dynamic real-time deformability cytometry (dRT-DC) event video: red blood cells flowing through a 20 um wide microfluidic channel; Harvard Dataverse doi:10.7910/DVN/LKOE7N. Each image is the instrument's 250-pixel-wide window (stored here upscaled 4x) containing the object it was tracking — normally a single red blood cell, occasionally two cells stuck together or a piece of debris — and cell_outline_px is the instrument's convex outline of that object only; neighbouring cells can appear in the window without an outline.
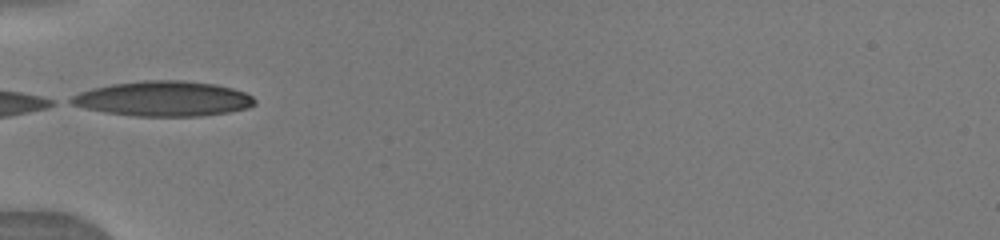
{"species": "human", "species_latin": "Homo sapiens", "temperature_condition": "warm", "stored_images_in_passage": 21, "camera_frame_rate_fps": 3000, "um_per_image_px": 0.085, "donor": {"sex": "male"}, "frame": {"image": 1, "passage_image": 1, "time_ms": 0.0, "image_size_px": [1000, 240], "cell_outline_px": [[256, 104], [248, 108], [228, 112], [200, 116], [136, 116], [104, 112], [84, 108], [72, 104], [64, 100], [80, 92], [92, 88], [112, 84], [144, 80], [184, 80], [216, 84], [232, 88], [244, 92], [252, 96], [256, 100]], "centroid_in_image_um": [13.88, 8.39], "position_along_channel_um": 71.1, "area_um2": 37.69}}
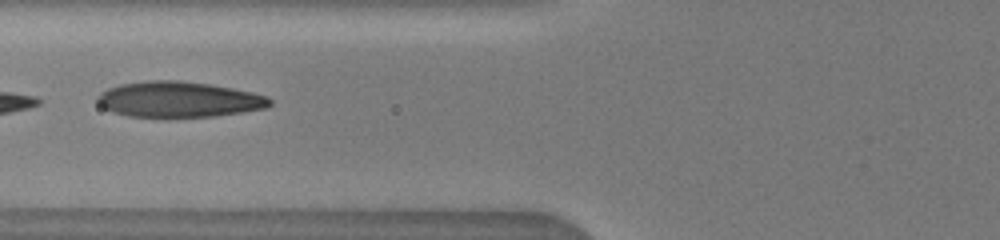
{"frame": {"image": 2, "passage_image": 3, "time_ms": 1.0, "image_size_px": [1000, 240], "cell_outline_px": [[272, 104], [268, 108], [212, 116], [128, 116], [112, 112], [104, 108], [96, 100], [96, 96], [100, 92], [108, 88], [120, 84], [148, 80], [180, 80], [208, 84], [232, 88], [252, 92], [268, 96], [272, 100]], "centroid_in_image_um": [15.19, 8.43], "position_along_channel_um": 110.6, "area_um2": 35.66}}